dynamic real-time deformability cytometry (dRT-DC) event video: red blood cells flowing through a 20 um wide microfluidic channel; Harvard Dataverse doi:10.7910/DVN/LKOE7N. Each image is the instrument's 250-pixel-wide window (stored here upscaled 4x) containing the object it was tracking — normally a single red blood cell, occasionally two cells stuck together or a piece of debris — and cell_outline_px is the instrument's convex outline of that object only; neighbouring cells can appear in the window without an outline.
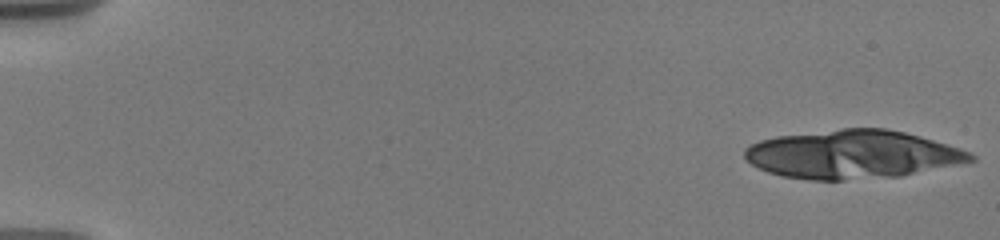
{"species": "human", "species_latin": "Homo sapiens", "temperature_condition": "warm", "stored_images_in_passage": 24, "camera_frame_rate_fps": 3000, "um_per_image_px": 0.085, "donor": {"sex": "male"}, "frame": {"image": 1, "passage_image": 1, "time_ms": 0.0, "image_size_px": [1000, 240], "cell_outline_px": [[976, 160], [900, 176], [844, 180], [808, 180], [780, 176], [768, 172], [752, 164], [744, 156], [744, 148], [760, 140], [776, 136], [840, 128], [884, 128], [904, 132], [920, 136], [960, 148], [972, 152], [976, 156]], "centroid_in_image_um": [72.45, 13.12], "position_along_channel_um": 12.6, "area_um2": 63.75}}